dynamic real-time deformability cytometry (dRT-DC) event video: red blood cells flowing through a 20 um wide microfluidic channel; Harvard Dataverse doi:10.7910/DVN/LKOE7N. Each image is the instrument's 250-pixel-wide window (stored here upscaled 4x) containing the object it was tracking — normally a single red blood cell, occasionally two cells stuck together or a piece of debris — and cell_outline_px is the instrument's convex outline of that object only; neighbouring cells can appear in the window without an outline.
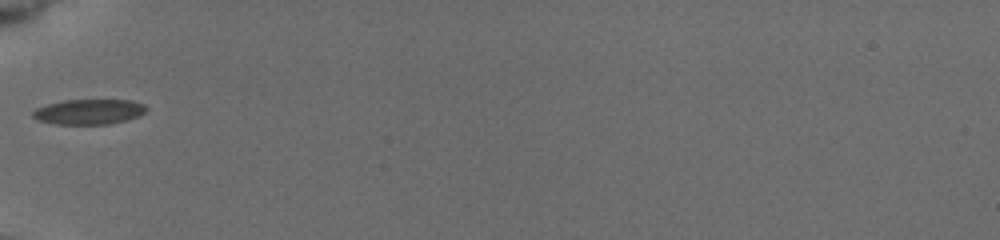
{"species": "common noctule bat (a hibernating species)", "species_latin": "Nyctalus noctula", "temperature_condition": "cold", "stored_images_in_passage": 16, "camera_frame_rate_fps": 3000, "um_per_image_px": 0.085, "animal": {"sex": "female", "body_mass_g": 19.5, "forearm_length_mm": 54.1}, "frame": {"image": 1, "passage_image": 1, "time_ms": 0.0, "image_size_px": [1000, 240], "cell_outline_px": [[148, 108], [140, 116], [108, 124], [56, 124], [36, 120], [32, 116], [32, 112], [36, 108], [48, 104], [64, 100], [132, 100], [144, 104]], "centroid_in_image_um": [7.55, 9.5], "position_along_channel_um": 77.4, "area_um2": 16.65}}
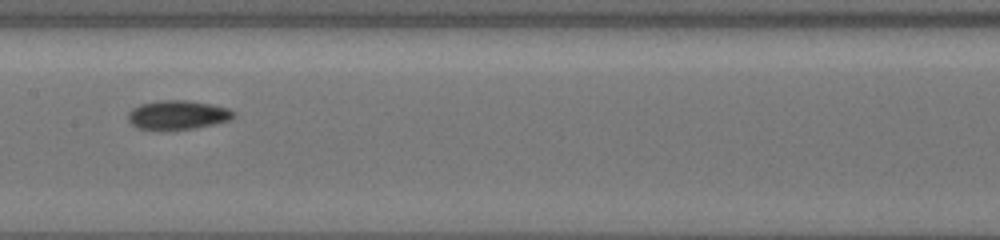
{"frame": {"image": 2, "passage_image": 5, "time_ms": 3.0, "image_size_px": [1000, 240], "cell_outline_px": [[236, 116], [228, 120], [216, 124], [196, 128], [160, 132], [136, 128], [128, 120], [128, 112], [132, 108], [140, 104], [160, 100], [188, 100], [212, 104], [228, 108], [236, 112]], "centroid_in_image_um": [15.08, 9.8], "position_along_channel_um": 192.3, "area_um2": 18.55}}
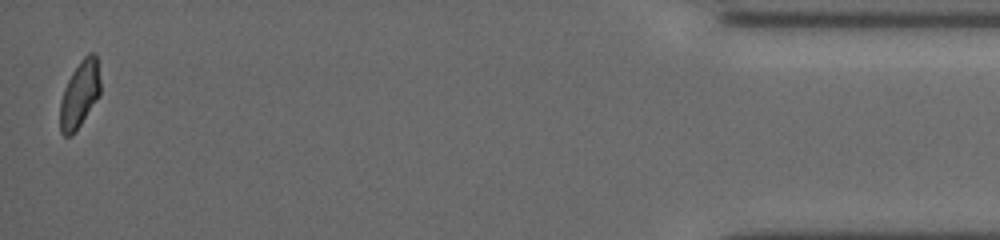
{"frame": {"image": 3, "passage_image": 16, "time_ms": 11.0, "image_size_px": [1000, 240], "cell_outline_px": [[100, 96], [72, 136], [64, 136], [60, 132], [60, 100], [64, 88], [72, 72], [80, 60], [88, 52], [96, 52], [100, 80]], "centroid_in_image_um": [6.78, 8.0], "position_along_channel_um": 428.4, "area_um2": 15.9}, "authors_computed_cell_mechanics": {"area_um2": 16.7331, "velocity_mm_per_s": 3.8583, "shape_relaxation_time_tau1_ms": 2.1045, "shape_relaxation_time_tau2_ms": 2.9436, "deformation_change_tau1": 0.0877, "deformation_change_tau2": 0.0617}}